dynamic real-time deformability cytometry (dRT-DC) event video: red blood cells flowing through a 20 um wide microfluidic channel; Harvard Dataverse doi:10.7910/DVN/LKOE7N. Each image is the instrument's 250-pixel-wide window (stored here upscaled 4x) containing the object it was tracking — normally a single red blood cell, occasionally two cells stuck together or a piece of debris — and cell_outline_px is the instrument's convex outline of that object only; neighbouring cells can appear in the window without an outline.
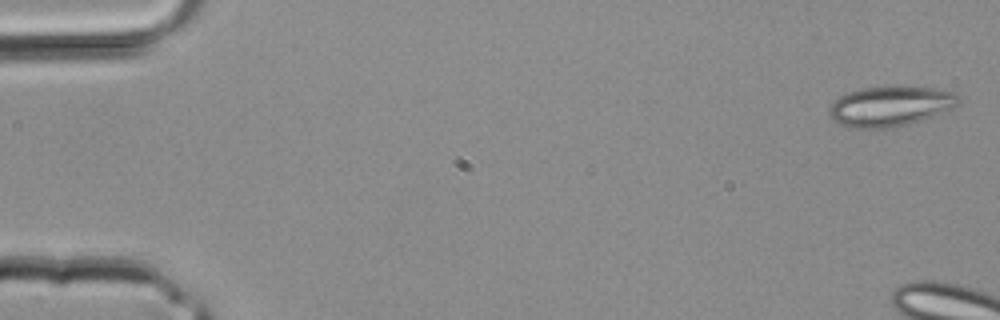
{"species": "common noctule bat (a hibernating species)", "species_latin": "Nyctalus noctula", "temperature_condition": "room temperature", "stored_images_in_passage": 5, "camera_frame_rate_fps": 3000, "um_per_image_px": 0.085, "animal": {"sex": "male", "body_mass_g": 20.4}, "frame": {"image": 1, "passage_image": 1, "time_ms": 0.0, "image_size_px": [1000, 320], "cell_outline_px": [[960, 100], [952, 108], [920, 120], [908, 124], [892, 128], [856, 128], [840, 124], [832, 120], [828, 112], [828, 108], [840, 96], [848, 92], [860, 88], [884, 84], [936, 88], [956, 92]], "centroid_in_image_um": [75.65, 8.99], "position_along_channel_um": 9.3, "area_um2": 30.69}}